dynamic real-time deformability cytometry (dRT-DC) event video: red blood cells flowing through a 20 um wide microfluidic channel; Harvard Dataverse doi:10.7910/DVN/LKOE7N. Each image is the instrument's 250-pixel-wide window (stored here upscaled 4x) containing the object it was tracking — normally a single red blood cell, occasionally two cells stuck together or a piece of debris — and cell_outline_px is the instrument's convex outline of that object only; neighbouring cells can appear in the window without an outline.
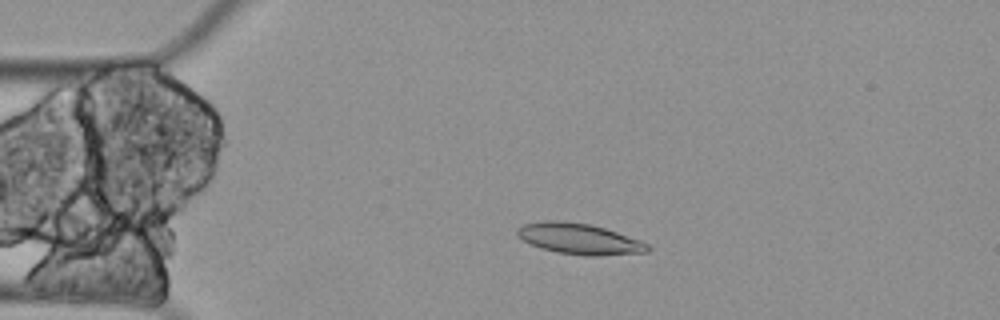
{"species": "Egyptian fruit bat (a non-hibernating species)", "species_latin": "Rousettus aegyptiacus", "temperature_condition": "cold", "stored_images_in_passage": 5, "camera_frame_rate_fps": 3000, "um_per_image_px": 0.085, "animal": {"sex": "female"}, "frame": {"image": 1, "passage_image": 4, "time_ms": 1.0, "image_size_px": [1000, 320], "cell_outline_px": [[652, 248], [648, 252], [596, 256], [584, 256], [556, 252], [540, 248], [516, 236], [516, 228], [524, 224], [544, 220], [560, 220], [592, 224], [640, 240], [648, 244]], "centroid_in_image_um": [49.22, 20.3], "position_along_channel_um": 35.8, "area_um2": 23.64}}